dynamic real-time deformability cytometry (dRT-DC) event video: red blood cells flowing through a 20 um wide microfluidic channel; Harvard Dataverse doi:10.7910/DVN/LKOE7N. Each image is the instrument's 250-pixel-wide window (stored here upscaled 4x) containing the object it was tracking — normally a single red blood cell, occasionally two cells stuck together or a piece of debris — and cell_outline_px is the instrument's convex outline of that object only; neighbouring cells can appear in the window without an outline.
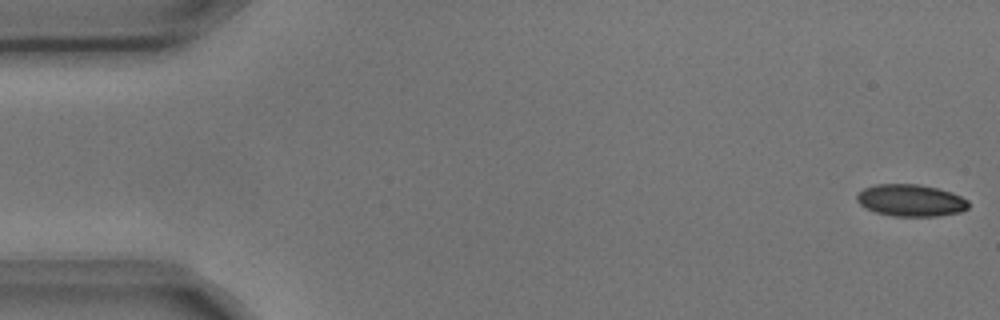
{"species": "common noctule bat (a hibernating species)", "species_latin": "Nyctalus noctula", "temperature_condition": "cold", "stored_images_in_passage": 7, "camera_frame_rate_fps": 3000, "um_per_image_px": 0.085, "animal": {"sex": "male", "body_mass_g": 17.9, "forearm_length_mm": 54.2}, "frame": {"image": 1, "passage_image": 1, "time_ms": 0.0, "image_size_px": [1000, 320], "cell_outline_px": [[968, 208], [960, 212], [936, 216], [892, 216], [876, 212], [864, 208], [856, 200], [856, 196], [864, 188], [876, 184], [916, 184], [936, 188], [952, 192], [968, 200]], "centroid_in_image_um": [77.4, 17.03], "position_along_channel_um": 7.6, "area_um2": 20.75}}